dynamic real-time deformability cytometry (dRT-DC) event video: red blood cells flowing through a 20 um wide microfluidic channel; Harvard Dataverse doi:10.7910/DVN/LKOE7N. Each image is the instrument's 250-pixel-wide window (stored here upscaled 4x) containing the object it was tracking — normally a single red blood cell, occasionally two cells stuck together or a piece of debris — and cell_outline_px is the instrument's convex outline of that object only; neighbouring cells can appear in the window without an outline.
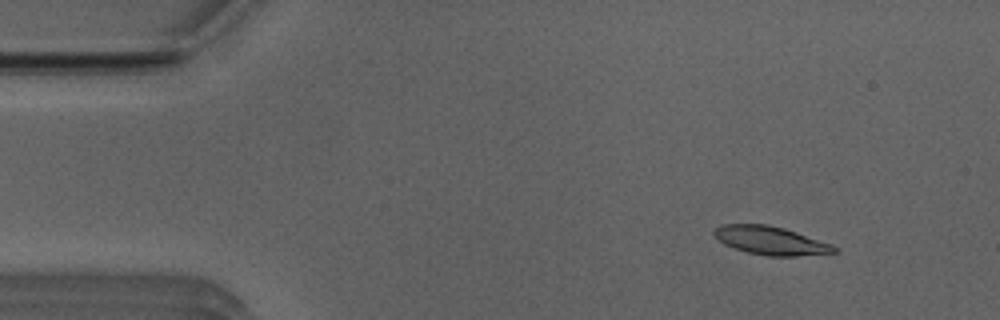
{"species": "Egyptian fruit bat (a non-hibernating species)", "species_latin": "Rousettus aegyptiacus", "temperature_condition": "room temperature", "stored_images_in_passage": 51, "camera_frame_rate_fps": 3000, "um_per_image_px": 0.085, "animal": {"sex": "male"}, "frame": {"image": 1, "passage_image": 5, "time_ms": 1.333, "image_size_px": [1000, 320], "cell_outline_px": [[840, 252], [796, 256], [768, 256], [748, 252], [724, 244], [712, 232], [716, 228], [724, 224], [768, 224], [784, 228], [832, 244], [840, 248]], "centroid_in_image_um": [65.57, 20.45], "position_along_channel_um": 19.4, "area_um2": 19.77}}
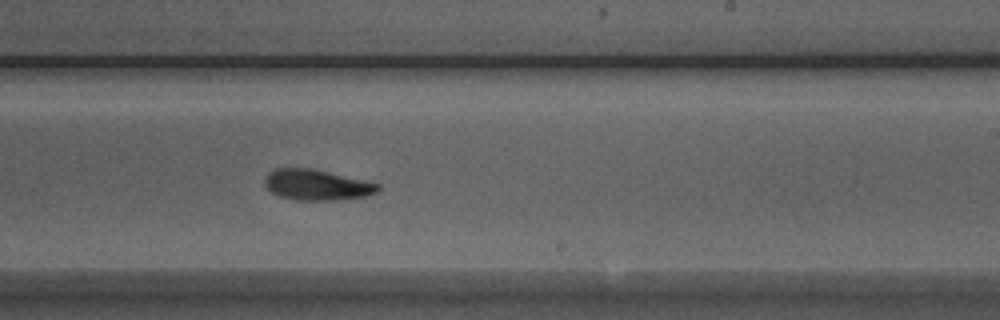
{"frame": {"image": 2, "passage_image": 30, "time_ms": 9.667, "image_size_px": [1000, 320], "cell_outline_px": [[380, 188], [376, 192], [368, 196], [336, 200], [296, 200], [280, 196], [272, 192], [264, 184], [264, 176], [268, 172], [276, 168], [312, 168], [364, 180], [380, 184]], "centroid_in_image_um": [26.91, 15.71], "position_along_channel_um": 262.1, "area_um2": 20.29}}
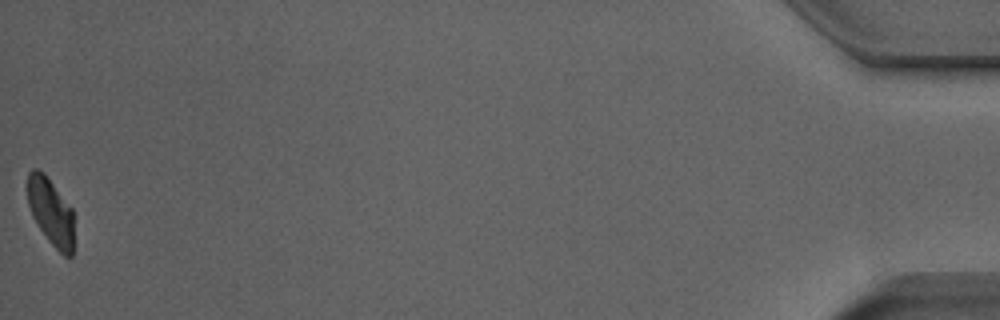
{"frame": {"image": 3, "passage_image": 51, "time_ms": 16.667, "image_size_px": [1000, 320], "cell_outline_px": [[72, 256], [64, 256], [48, 240], [32, 216], [28, 204], [28, 172], [32, 168], [36, 168], [44, 172], [72, 208]], "centroid_in_image_um": [4.29, 17.95], "position_along_channel_um": 430.9, "area_um2": 17.86}, "authors_computed_cell_mechanics": {"area_um2": 20.1144, "velocity_mm_per_s": 3.9199, "shape_relaxation_time_tau1_ms": 2.2313, "shape_relaxation_time_tau2_ms": 4.6431, "deformation_change_tau1": 0.1254, "deformation_change_tau2": 0.1073}}